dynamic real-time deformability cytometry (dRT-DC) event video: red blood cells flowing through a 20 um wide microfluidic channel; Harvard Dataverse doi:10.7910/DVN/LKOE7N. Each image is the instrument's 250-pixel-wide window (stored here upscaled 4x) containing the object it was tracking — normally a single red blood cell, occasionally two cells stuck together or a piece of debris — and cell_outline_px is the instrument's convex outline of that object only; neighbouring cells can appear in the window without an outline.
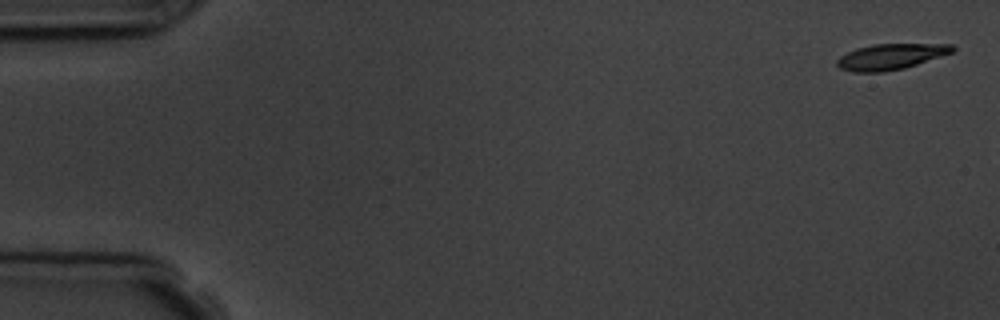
{"species": "common noctule bat (a hibernating species)", "species_latin": "Nyctalus noctula", "temperature_condition": "room temperature", "stored_images_in_passage": 3, "camera_frame_rate_fps": 3000, "um_per_image_px": 0.085, "animal": {"sex": "male", "body_mass_g": 19.5, "forearm_length_mm": 54.6}, "frame": {"image": 1, "passage_image": 1, "time_ms": 0.0, "image_size_px": [1000, 320], "cell_outline_px": [[956, 48], [952, 52], [904, 68], [884, 72], [852, 72], [840, 68], [836, 64], [836, 60], [840, 56], [856, 48], [872, 44], [952, 44]], "centroid_in_image_um": [75.67, 4.81], "position_along_channel_um": 9.3, "area_um2": 17.22}}